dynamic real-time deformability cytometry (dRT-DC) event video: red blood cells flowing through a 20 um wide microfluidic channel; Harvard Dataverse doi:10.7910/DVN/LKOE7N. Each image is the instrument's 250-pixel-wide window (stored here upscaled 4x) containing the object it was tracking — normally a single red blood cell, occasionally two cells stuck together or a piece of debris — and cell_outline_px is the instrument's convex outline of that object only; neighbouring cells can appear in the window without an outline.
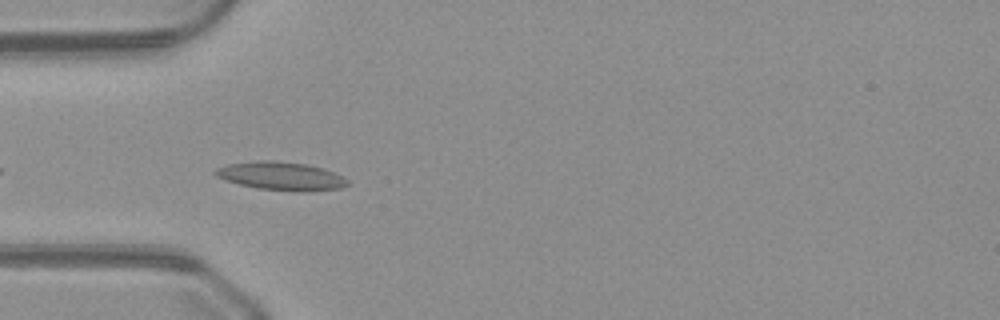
{"species": "common noctule bat (a hibernating species)", "species_latin": "Nyctalus noctula", "temperature_condition": "warm", "stored_images_in_passage": 27, "camera_frame_rate_fps": 3000, "um_per_image_px": 0.085, "animal": {"sex": "male", "body_mass_g": 23.1, "forearm_length_mm": 52.7}, "frame": {"image": 1, "passage_image": 3, "time_ms": 0.667, "image_size_px": [1000, 320], "cell_outline_px": [[348, 184], [340, 188], [308, 192], [300, 192], [260, 188], [240, 184], [224, 180], [216, 176], [212, 172], [216, 168], [228, 164], [256, 160], [272, 160], [304, 164], [324, 168], [344, 176], [348, 180]], "centroid_in_image_um": [23.9, 14.96], "position_along_channel_um": 61.1, "area_um2": 21.91}}
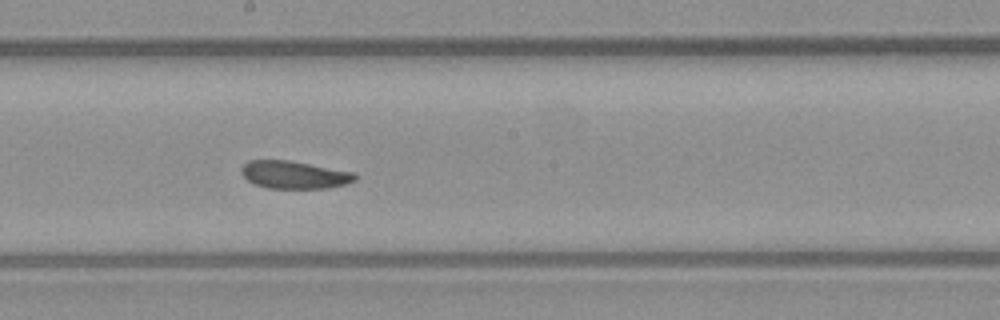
{"frame": {"image": 2, "passage_image": 15, "time_ms": 4.667, "image_size_px": [1000, 320], "cell_outline_px": [[356, 180], [344, 184], [328, 188], [268, 188], [256, 184], [248, 180], [240, 172], [240, 168], [248, 160], [288, 160], [356, 172]], "centroid_in_image_um": [25.02, 14.85], "position_along_channel_um": 223.2, "area_um2": 18.32}}
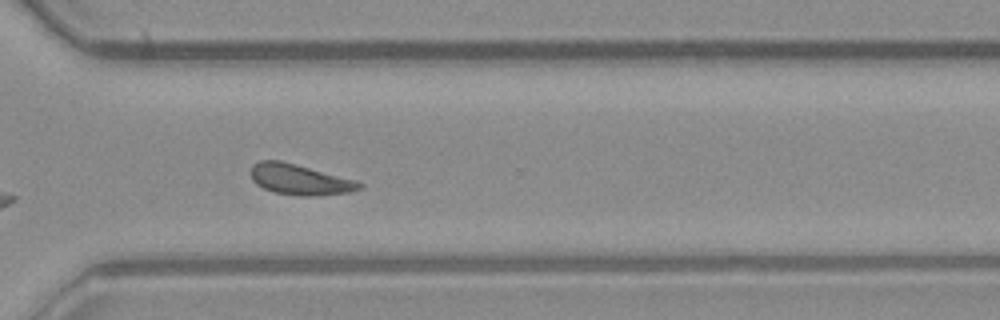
{"frame": {"image": 3, "passage_image": 24, "time_ms": 7.667, "image_size_px": [1000, 320], "cell_outline_px": [[364, 188], [352, 192], [312, 196], [296, 196], [276, 192], [264, 188], [256, 184], [252, 180], [252, 164], [260, 160], [280, 160], [360, 180], [364, 184]], "centroid_in_image_um": [25.57, 15.26], "position_along_channel_um": 345.0, "area_um2": 19.71}}